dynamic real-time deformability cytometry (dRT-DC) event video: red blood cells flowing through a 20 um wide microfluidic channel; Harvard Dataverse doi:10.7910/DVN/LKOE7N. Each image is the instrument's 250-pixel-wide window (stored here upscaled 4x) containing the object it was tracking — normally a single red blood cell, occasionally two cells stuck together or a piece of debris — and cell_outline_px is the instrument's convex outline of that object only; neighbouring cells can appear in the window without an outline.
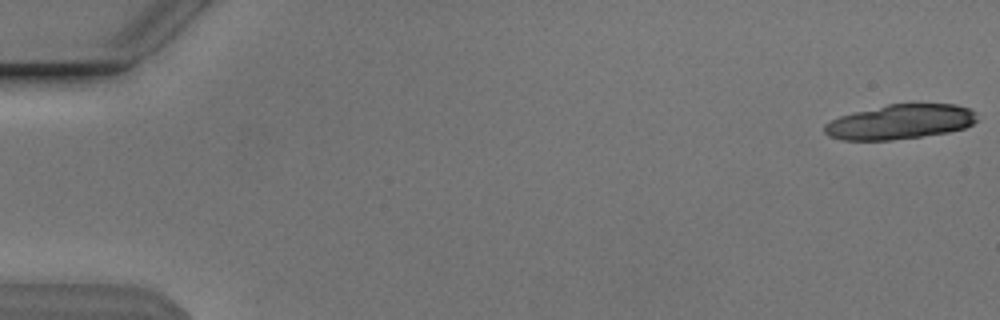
{"species": "Egyptian fruit bat (a non-hibernating species)", "species_latin": "Rousettus aegyptiacus", "temperature_condition": "cold", "stored_images_in_passage": 20, "camera_frame_rate_fps": 3000, "um_per_image_px": 0.085, "animal": {"sex": "male"}, "frame": {"image": 1, "passage_image": 1, "time_ms": 0.0, "image_size_px": [1000, 320], "cell_outline_px": [[976, 120], [972, 124], [964, 128], [948, 132], [892, 140], [840, 140], [828, 136], [824, 132], [824, 124], [840, 116], [888, 104], [956, 104], [968, 108], [976, 112]], "centroid_in_image_um": [76.5, 10.36], "position_along_channel_um": 8.5, "area_um2": 30.63}}